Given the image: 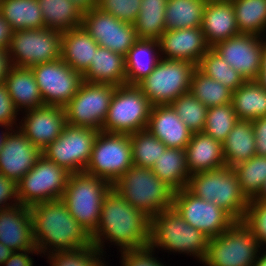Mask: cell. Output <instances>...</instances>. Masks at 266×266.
I'll use <instances>...</instances> for the list:
<instances>
[{"instance_id": "7bdbcfd3", "label": "cell", "mask_w": 266, "mask_h": 266, "mask_svg": "<svg viewBox=\"0 0 266 266\" xmlns=\"http://www.w3.org/2000/svg\"><path fill=\"white\" fill-rule=\"evenodd\" d=\"M170 105L193 133L204 131L208 108L190 92L180 95Z\"/></svg>"}, {"instance_id": "d6986e66", "label": "cell", "mask_w": 266, "mask_h": 266, "mask_svg": "<svg viewBox=\"0 0 266 266\" xmlns=\"http://www.w3.org/2000/svg\"><path fill=\"white\" fill-rule=\"evenodd\" d=\"M10 131L7 130L0 149V173L17 183L35 165L42 151L19 128Z\"/></svg>"}, {"instance_id": "f1b7e54d", "label": "cell", "mask_w": 266, "mask_h": 266, "mask_svg": "<svg viewBox=\"0 0 266 266\" xmlns=\"http://www.w3.org/2000/svg\"><path fill=\"white\" fill-rule=\"evenodd\" d=\"M83 81L115 86L126 85L125 57L99 46L94 52L91 66L83 74Z\"/></svg>"}, {"instance_id": "f546056e", "label": "cell", "mask_w": 266, "mask_h": 266, "mask_svg": "<svg viewBox=\"0 0 266 266\" xmlns=\"http://www.w3.org/2000/svg\"><path fill=\"white\" fill-rule=\"evenodd\" d=\"M253 123L239 120L235 123L226 140L222 143L225 164L233 167L256 155Z\"/></svg>"}, {"instance_id": "d6a6232c", "label": "cell", "mask_w": 266, "mask_h": 266, "mask_svg": "<svg viewBox=\"0 0 266 266\" xmlns=\"http://www.w3.org/2000/svg\"><path fill=\"white\" fill-rule=\"evenodd\" d=\"M0 13L13 31L45 28L37 0H0Z\"/></svg>"}, {"instance_id": "d590c367", "label": "cell", "mask_w": 266, "mask_h": 266, "mask_svg": "<svg viewBox=\"0 0 266 266\" xmlns=\"http://www.w3.org/2000/svg\"><path fill=\"white\" fill-rule=\"evenodd\" d=\"M167 0H142L134 22L137 38L159 39L165 31Z\"/></svg>"}, {"instance_id": "f6af8a7d", "label": "cell", "mask_w": 266, "mask_h": 266, "mask_svg": "<svg viewBox=\"0 0 266 266\" xmlns=\"http://www.w3.org/2000/svg\"><path fill=\"white\" fill-rule=\"evenodd\" d=\"M242 222L257 238L259 246L266 244V202L249 201Z\"/></svg>"}, {"instance_id": "74e56055", "label": "cell", "mask_w": 266, "mask_h": 266, "mask_svg": "<svg viewBox=\"0 0 266 266\" xmlns=\"http://www.w3.org/2000/svg\"><path fill=\"white\" fill-rule=\"evenodd\" d=\"M197 69L232 92L245 82L241 74L224 61L213 48H210L199 60Z\"/></svg>"}, {"instance_id": "277c9868", "label": "cell", "mask_w": 266, "mask_h": 266, "mask_svg": "<svg viewBox=\"0 0 266 266\" xmlns=\"http://www.w3.org/2000/svg\"><path fill=\"white\" fill-rule=\"evenodd\" d=\"M209 238L187 223L171 207L150 218L149 246L154 250L192 254L199 261H204L207 254Z\"/></svg>"}, {"instance_id": "ffe728a7", "label": "cell", "mask_w": 266, "mask_h": 266, "mask_svg": "<svg viewBox=\"0 0 266 266\" xmlns=\"http://www.w3.org/2000/svg\"><path fill=\"white\" fill-rule=\"evenodd\" d=\"M25 112L27 114L25 113L18 128L41 151L56 140L67 125L62 106L42 105Z\"/></svg>"}, {"instance_id": "d4e9b609", "label": "cell", "mask_w": 266, "mask_h": 266, "mask_svg": "<svg viewBox=\"0 0 266 266\" xmlns=\"http://www.w3.org/2000/svg\"><path fill=\"white\" fill-rule=\"evenodd\" d=\"M184 150L190 175L226 166L222 143L204 132L193 133Z\"/></svg>"}, {"instance_id": "ee69618b", "label": "cell", "mask_w": 266, "mask_h": 266, "mask_svg": "<svg viewBox=\"0 0 266 266\" xmlns=\"http://www.w3.org/2000/svg\"><path fill=\"white\" fill-rule=\"evenodd\" d=\"M52 253V254H51ZM48 253L51 266H107L101 260L103 253L93 245L74 250Z\"/></svg>"}, {"instance_id": "4fadbf2b", "label": "cell", "mask_w": 266, "mask_h": 266, "mask_svg": "<svg viewBox=\"0 0 266 266\" xmlns=\"http://www.w3.org/2000/svg\"><path fill=\"white\" fill-rule=\"evenodd\" d=\"M116 87L83 81L75 96L64 106L67 125L102 130Z\"/></svg>"}, {"instance_id": "83f0119b", "label": "cell", "mask_w": 266, "mask_h": 266, "mask_svg": "<svg viewBox=\"0 0 266 266\" xmlns=\"http://www.w3.org/2000/svg\"><path fill=\"white\" fill-rule=\"evenodd\" d=\"M4 84L18 111L45 105L31 68L12 66Z\"/></svg>"}, {"instance_id": "484cf974", "label": "cell", "mask_w": 266, "mask_h": 266, "mask_svg": "<svg viewBox=\"0 0 266 266\" xmlns=\"http://www.w3.org/2000/svg\"><path fill=\"white\" fill-rule=\"evenodd\" d=\"M98 47L99 44L83 26L62 32L61 59L82 75L91 66Z\"/></svg>"}, {"instance_id": "7a4b0ae2", "label": "cell", "mask_w": 266, "mask_h": 266, "mask_svg": "<svg viewBox=\"0 0 266 266\" xmlns=\"http://www.w3.org/2000/svg\"><path fill=\"white\" fill-rule=\"evenodd\" d=\"M29 209L32 217L33 237L40 254L93 245L91 236L70 215L61 198L35 204ZM49 247L53 248L52 251Z\"/></svg>"}, {"instance_id": "b9f144b4", "label": "cell", "mask_w": 266, "mask_h": 266, "mask_svg": "<svg viewBox=\"0 0 266 266\" xmlns=\"http://www.w3.org/2000/svg\"><path fill=\"white\" fill-rule=\"evenodd\" d=\"M238 121L231 103L210 107L207 110L204 133L223 143Z\"/></svg>"}, {"instance_id": "11a10c76", "label": "cell", "mask_w": 266, "mask_h": 266, "mask_svg": "<svg viewBox=\"0 0 266 266\" xmlns=\"http://www.w3.org/2000/svg\"><path fill=\"white\" fill-rule=\"evenodd\" d=\"M83 13L95 8L98 0H71Z\"/></svg>"}, {"instance_id": "4316f807", "label": "cell", "mask_w": 266, "mask_h": 266, "mask_svg": "<svg viewBox=\"0 0 266 266\" xmlns=\"http://www.w3.org/2000/svg\"><path fill=\"white\" fill-rule=\"evenodd\" d=\"M157 39L138 38L125 56L126 84L138 85L162 59Z\"/></svg>"}, {"instance_id": "8992f818", "label": "cell", "mask_w": 266, "mask_h": 266, "mask_svg": "<svg viewBox=\"0 0 266 266\" xmlns=\"http://www.w3.org/2000/svg\"><path fill=\"white\" fill-rule=\"evenodd\" d=\"M112 184L85 172L70 173L62 196L72 217L91 236L97 229L106 194Z\"/></svg>"}, {"instance_id": "6f0895ef", "label": "cell", "mask_w": 266, "mask_h": 266, "mask_svg": "<svg viewBox=\"0 0 266 266\" xmlns=\"http://www.w3.org/2000/svg\"><path fill=\"white\" fill-rule=\"evenodd\" d=\"M249 201H263L266 202V181L263 185V188L261 189L260 193L255 199L249 200Z\"/></svg>"}, {"instance_id": "bcb514c9", "label": "cell", "mask_w": 266, "mask_h": 266, "mask_svg": "<svg viewBox=\"0 0 266 266\" xmlns=\"http://www.w3.org/2000/svg\"><path fill=\"white\" fill-rule=\"evenodd\" d=\"M142 0H98L97 7L120 21L134 24Z\"/></svg>"}, {"instance_id": "e575fe53", "label": "cell", "mask_w": 266, "mask_h": 266, "mask_svg": "<svg viewBox=\"0 0 266 266\" xmlns=\"http://www.w3.org/2000/svg\"><path fill=\"white\" fill-rule=\"evenodd\" d=\"M205 6L204 0H167L165 30L201 27Z\"/></svg>"}, {"instance_id": "2e32d148", "label": "cell", "mask_w": 266, "mask_h": 266, "mask_svg": "<svg viewBox=\"0 0 266 266\" xmlns=\"http://www.w3.org/2000/svg\"><path fill=\"white\" fill-rule=\"evenodd\" d=\"M45 105L64 107L77 93L83 75L61 58L31 67Z\"/></svg>"}, {"instance_id": "be15d7a7", "label": "cell", "mask_w": 266, "mask_h": 266, "mask_svg": "<svg viewBox=\"0 0 266 266\" xmlns=\"http://www.w3.org/2000/svg\"><path fill=\"white\" fill-rule=\"evenodd\" d=\"M206 3L208 2H219V1H229V0H204Z\"/></svg>"}, {"instance_id": "9c48e42d", "label": "cell", "mask_w": 266, "mask_h": 266, "mask_svg": "<svg viewBox=\"0 0 266 266\" xmlns=\"http://www.w3.org/2000/svg\"><path fill=\"white\" fill-rule=\"evenodd\" d=\"M152 105L137 85L117 86L102 131L132 134L147 129Z\"/></svg>"}, {"instance_id": "ba28073f", "label": "cell", "mask_w": 266, "mask_h": 266, "mask_svg": "<svg viewBox=\"0 0 266 266\" xmlns=\"http://www.w3.org/2000/svg\"><path fill=\"white\" fill-rule=\"evenodd\" d=\"M261 247L242 221H235L225 232L208 240L206 266H253ZM259 252V254H258Z\"/></svg>"}, {"instance_id": "6da1fadb", "label": "cell", "mask_w": 266, "mask_h": 266, "mask_svg": "<svg viewBox=\"0 0 266 266\" xmlns=\"http://www.w3.org/2000/svg\"><path fill=\"white\" fill-rule=\"evenodd\" d=\"M103 238L119 246L121 252L148 247L150 218L111 188L103 202L97 229L91 235L93 246L102 253Z\"/></svg>"}, {"instance_id": "ac0fdd59", "label": "cell", "mask_w": 266, "mask_h": 266, "mask_svg": "<svg viewBox=\"0 0 266 266\" xmlns=\"http://www.w3.org/2000/svg\"><path fill=\"white\" fill-rule=\"evenodd\" d=\"M245 81L257 80L263 63L261 36L240 33L212 47Z\"/></svg>"}, {"instance_id": "836d02e7", "label": "cell", "mask_w": 266, "mask_h": 266, "mask_svg": "<svg viewBox=\"0 0 266 266\" xmlns=\"http://www.w3.org/2000/svg\"><path fill=\"white\" fill-rule=\"evenodd\" d=\"M45 27L66 32L82 26L83 12L71 0H37Z\"/></svg>"}, {"instance_id": "f907efd6", "label": "cell", "mask_w": 266, "mask_h": 266, "mask_svg": "<svg viewBox=\"0 0 266 266\" xmlns=\"http://www.w3.org/2000/svg\"><path fill=\"white\" fill-rule=\"evenodd\" d=\"M256 155L266 157V116L252 120Z\"/></svg>"}, {"instance_id": "681fc988", "label": "cell", "mask_w": 266, "mask_h": 266, "mask_svg": "<svg viewBox=\"0 0 266 266\" xmlns=\"http://www.w3.org/2000/svg\"><path fill=\"white\" fill-rule=\"evenodd\" d=\"M12 198L14 200H12ZM12 200V204L7 203ZM3 204V205H2ZM17 183L0 173V210L18 205Z\"/></svg>"}, {"instance_id": "4dcf8cb0", "label": "cell", "mask_w": 266, "mask_h": 266, "mask_svg": "<svg viewBox=\"0 0 266 266\" xmlns=\"http://www.w3.org/2000/svg\"><path fill=\"white\" fill-rule=\"evenodd\" d=\"M151 169L174 192L188 186L190 173L184 149L166 148Z\"/></svg>"}, {"instance_id": "60d3db41", "label": "cell", "mask_w": 266, "mask_h": 266, "mask_svg": "<svg viewBox=\"0 0 266 266\" xmlns=\"http://www.w3.org/2000/svg\"><path fill=\"white\" fill-rule=\"evenodd\" d=\"M133 165L152 168L167 146L148 129L130 134Z\"/></svg>"}, {"instance_id": "7c38bea8", "label": "cell", "mask_w": 266, "mask_h": 266, "mask_svg": "<svg viewBox=\"0 0 266 266\" xmlns=\"http://www.w3.org/2000/svg\"><path fill=\"white\" fill-rule=\"evenodd\" d=\"M62 33L50 28L13 31L8 48L12 66L28 67L61 58Z\"/></svg>"}, {"instance_id": "3957f363", "label": "cell", "mask_w": 266, "mask_h": 266, "mask_svg": "<svg viewBox=\"0 0 266 266\" xmlns=\"http://www.w3.org/2000/svg\"><path fill=\"white\" fill-rule=\"evenodd\" d=\"M112 188L132 207L149 218L172 207L174 191L150 168L133 165Z\"/></svg>"}, {"instance_id": "603a6c76", "label": "cell", "mask_w": 266, "mask_h": 266, "mask_svg": "<svg viewBox=\"0 0 266 266\" xmlns=\"http://www.w3.org/2000/svg\"><path fill=\"white\" fill-rule=\"evenodd\" d=\"M147 129L167 148L185 149L193 134L171 105L152 106Z\"/></svg>"}, {"instance_id": "94428289", "label": "cell", "mask_w": 266, "mask_h": 266, "mask_svg": "<svg viewBox=\"0 0 266 266\" xmlns=\"http://www.w3.org/2000/svg\"><path fill=\"white\" fill-rule=\"evenodd\" d=\"M261 68H266V40H263V63Z\"/></svg>"}, {"instance_id": "db71d44e", "label": "cell", "mask_w": 266, "mask_h": 266, "mask_svg": "<svg viewBox=\"0 0 266 266\" xmlns=\"http://www.w3.org/2000/svg\"><path fill=\"white\" fill-rule=\"evenodd\" d=\"M12 62L9 57L8 49H0V83H4L8 76Z\"/></svg>"}, {"instance_id": "5b68a950", "label": "cell", "mask_w": 266, "mask_h": 266, "mask_svg": "<svg viewBox=\"0 0 266 266\" xmlns=\"http://www.w3.org/2000/svg\"><path fill=\"white\" fill-rule=\"evenodd\" d=\"M187 189L198 198L215 203L235 221L244 219L249 200L232 167L192 174Z\"/></svg>"}, {"instance_id": "816d5d0a", "label": "cell", "mask_w": 266, "mask_h": 266, "mask_svg": "<svg viewBox=\"0 0 266 266\" xmlns=\"http://www.w3.org/2000/svg\"><path fill=\"white\" fill-rule=\"evenodd\" d=\"M36 253L39 254L36 248L28 251H15L11 256L5 261L4 266H33V260L29 254Z\"/></svg>"}, {"instance_id": "f5cc1de1", "label": "cell", "mask_w": 266, "mask_h": 266, "mask_svg": "<svg viewBox=\"0 0 266 266\" xmlns=\"http://www.w3.org/2000/svg\"><path fill=\"white\" fill-rule=\"evenodd\" d=\"M13 30L10 24L3 18L0 13V49H8L11 42Z\"/></svg>"}, {"instance_id": "30bf717a", "label": "cell", "mask_w": 266, "mask_h": 266, "mask_svg": "<svg viewBox=\"0 0 266 266\" xmlns=\"http://www.w3.org/2000/svg\"><path fill=\"white\" fill-rule=\"evenodd\" d=\"M133 166L130 134L99 131L85 173L112 185Z\"/></svg>"}, {"instance_id": "c3c4849f", "label": "cell", "mask_w": 266, "mask_h": 266, "mask_svg": "<svg viewBox=\"0 0 266 266\" xmlns=\"http://www.w3.org/2000/svg\"><path fill=\"white\" fill-rule=\"evenodd\" d=\"M17 112L5 84L0 83V126L5 127V131L16 124Z\"/></svg>"}, {"instance_id": "f35d334b", "label": "cell", "mask_w": 266, "mask_h": 266, "mask_svg": "<svg viewBox=\"0 0 266 266\" xmlns=\"http://www.w3.org/2000/svg\"><path fill=\"white\" fill-rule=\"evenodd\" d=\"M232 168L237 175L244 196L248 200L255 199L266 181V157L255 155Z\"/></svg>"}, {"instance_id": "cb8c5ba5", "label": "cell", "mask_w": 266, "mask_h": 266, "mask_svg": "<svg viewBox=\"0 0 266 266\" xmlns=\"http://www.w3.org/2000/svg\"><path fill=\"white\" fill-rule=\"evenodd\" d=\"M201 28L210 48L240 34L232 1L206 3Z\"/></svg>"}, {"instance_id": "9a60e30c", "label": "cell", "mask_w": 266, "mask_h": 266, "mask_svg": "<svg viewBox=\"0 0 266 266\" xmlns=\"http://www.w3.org/2000/svg\"><path fill=\"white\" fill-rule=\"evenodd\" d=\"M172 207L187 223L209 239L219 236L235 222L215 203L198 198L187 188L173 193Z\"/></svg>"}, {"instance_id": "91938a15", "label": "cell", "mask_w": 266, "mask_h": 266, "mask_svg": "<svg viewBox=\"0 0 266 266\" xmlns=\"http://www.w3.org/2000/svg\"><path fill=\"white\" fill-rule=\"evenodd\" d=\"M253 266H266V251L261 254V256H257V259Z\"/></svg>"}, {"instance_id": "ab89813d", "label": "cell", "mask_w": 266, "mask_h": 266, "mask_svg": "<svg viewBox=\"0 0 266 266\" xmlns=\"http://www.w3.org/2000/svg\"><path fill=\"white\" fill-rule=\"evenodd\" d=\"M189 92L207 108L231 103L232 91L198 69L193 73Z\"/></svg>"}, {"instance_id": "7dc6e473", "label": "cell", "mask_w": 266, "mask_h": 266, "mask_svg": "<svg viewBox=\"0 0 266 266\" xmlns=\"http://www.w3.org/2000/svg\"><path fill=\"white\" fill-rule=\"evenodd\" d=\"M153 249L148 246L145 248L125 250L121 252L122 266H164L155 257Z\"/></svg>"}, {"instance_id": "1f68e13d", "label": "cell", "mask_w": 266, "mask_h": 266, "mask_svg": "<svg viewBox=\"0 0 266 266\" xmlns=\"http://www.w3.org/2000/svg\"><path fill=\"white\" fill-rule=\"evenodd\" d=\"M231 104L239 120L266 116V89L257 81H245L232 92Z\"/></svg>"}, {"instance_id": "5bb4252c", "label": "cell", "mask_w": 266, "mask_h": 266, "mask_svg": "<svg viewBox=\"0 0 266 266\" xmlns=\"http://www.w3.org/2000/svg\"><path fill=\"white\" fill-rule=\"evenodd\" d=\"M99 130L66 125L62 134L50 143L42 155L70 173L84 172Z\"/></svg>"}, {"instance_id": "8fae6325", "label": "cell", "mask_w": 266, "mask_h": 266, "mask_svg": "<svg viewBox=\"0 0 266 266\" xmlns=\"http://www.w3.org/2000/svg\"><path fill=\"white\" fill-rule=\"evenodd\" d=\"M70 172L47 160L43 155L17 182L19 204L31 207L62 198Z\"/></svg>"}, {"instance_id": "e0dca14e", "label": "cell", "mask_w": 266, "mask_h": 266, "mask_svg": "<svg viewBox=\"0 0 266 266\" xmlns=\"http://www.w3.org/2000/svg\"><path fill=\"white\" fill-rule=\"evenodd\" d=\"M82 26L99 46L124 57L138 39L134 24L120 21L97 6L83 13Z\"/></svg>"}, {"instance_id": "6125c7cd", "label": "cell", "mask_w": 266, "mask_h": 266, "mask_svg": "<svg viewBox=\"0 0 266 266\" xmlns=\"http://www.w3.org/2000/svg\"><path fill=\"white\" fill-rule=\"evenodd\" d=\"M1 132L2 133H0V149H1L2 145H3V141H4V138L6 136L7 131L6 132L1 131Z\"/></svg>"}, {"instance_id": "680465c9", "label": "cell", "mask_w": 266, "mask_h": 266, "mask_svg": "<svg viewBox=\"0 0 266 266\" xmlns=\"http://www.w3.org/2000/svg\"><path fill=\"white\" fill-rule=\"evenodd\" d=\"M257 81L266 89V68H261Z\"/></svg>"}, {"instance_id": "7402d4cb", "label": "cell", "mask_w": 266, "mask_h": 266, "mask_svg": "<svg viewBox=\"0 0 266 266\" xmlns=\"http://www.w3.org/2000/svg\"><path fill=\"white\" fill-rule=\"evenodd\" d=\"M0 242L14 252L36 248L29 207L18 204L0 210Z\"/></svg>"}, {"instance_id": "8d00e7d4", "label": "cell", "mask_w": 266, "mask_h": 266, "mask_svg": "<svg viewBox=\"0 0 266 266\" xmlns=\"http://www.w3.org/2000/svg\"><path fill=\"white\" fill-rule=\"evenodd\" d=\"M240 33H266V0H231Z\"/></svg>"}, {"instance_id": "9f6ffc18", "label": "cell", "mask_w": 266, "mask_h": 266, "mask_svg": "<svg viewBox=\"0 0 266 266\" xmlns=\"http://www.w3.org/2000/svg\"><path fill=\"white\" fill-rule=\"evenodd\" d=\"M13 252L14 251L0 242V266L5 263Z\"/></svg>"}, {"instance_id": "44dd1931", "label": "cell", "mask_w": 266, "mask_h": 266, "mask_svg": "<svg viewBox=\"0 0 266 266\" xmlns=\"http://www.w3.org/2000/svg\"><path fill=\"white\" fill-rule=\"evenodd\" d=\"M161 58L198 64L210 49L201 27L165 30L158 39Z\"/></svg>"}, {"instance_id": "52a82bcc", "label": "cell", "mask_w": 266, "mask_h": 266, "mask_svg": "<svg viewBox=\"0 0 266 266\" xmlns=\"http://www.w3.org/2000/svg\"><path fill=\"white\" fill-rule=\"evenodd\" d=\"M197 65L183 60L162 58L155 69L137 86L152 106L170 105L188 93Z\"/></svg>"}]
</instances>
